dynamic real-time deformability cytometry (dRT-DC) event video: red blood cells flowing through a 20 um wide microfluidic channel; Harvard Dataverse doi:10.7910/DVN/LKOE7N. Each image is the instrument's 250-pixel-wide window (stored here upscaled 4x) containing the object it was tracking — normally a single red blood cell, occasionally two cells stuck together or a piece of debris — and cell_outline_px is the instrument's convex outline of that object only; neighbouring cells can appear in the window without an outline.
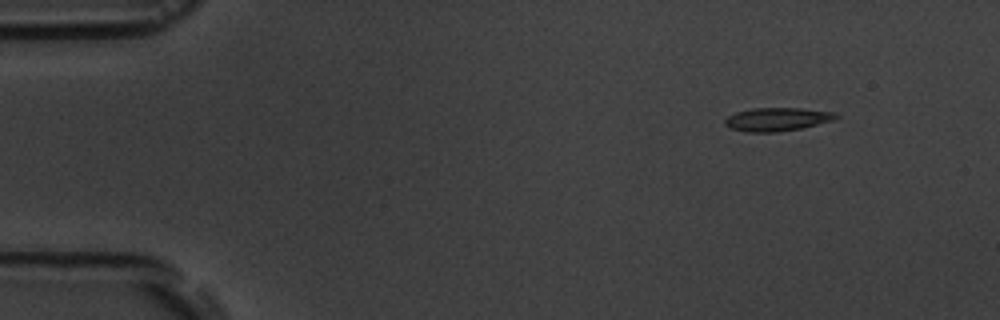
{"species": "common noctule bat (a hibernating species)", "species_latin": "Nyctalus noctula", "temperature_condition": "room temperature", "stored_images_in_passage": 5, "camera_frame_rate_fps": 3000, "um_per_image_px": 0.085, "animal": {"sex": "male", "body_mass_g": 19.5, "forearm_length_mm": 54.6}, "frame": {"image": 1, "passage_image": 1, "time_ms": 0.0, "image_size_px": [1000, 320], "cell_outline_px": [[840, 116], [832, 120], [800, 128], [776, 132], [744, 132], [732, 128], [724, 124], [724, 120], [728, 116], [736, 112], [752, 108], [800, 108], [836, 112]], "centroid_in_image_um": [66.04, 10.13], "position_along_channel_um": 19.0, "area_um2": 15.03}}
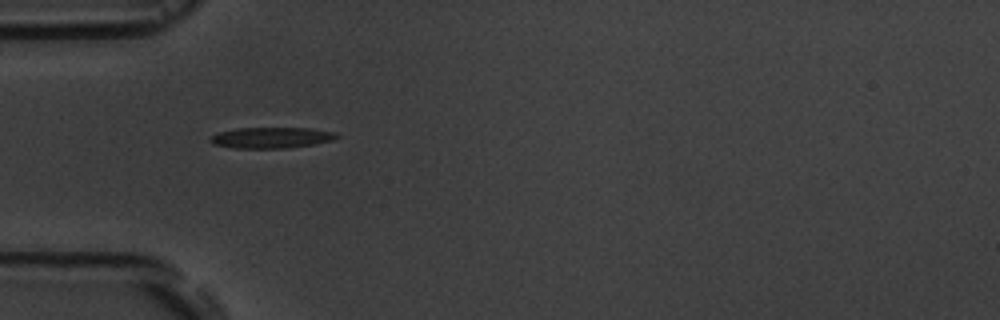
{"frame": {"image": 2, "passage_image": 4, "time_ms": 3.667, "image_size_px": [1000, 320], "cell_outline_px": [[340, 136], [332, 140], [312, 144], [288, 148], [232, 148], [212, 144], [208, 140], [212, 136], [220, 132], [236, 128], [308, 128], [336, 132]], "centroid_in_image_um": [23.05, 11.7], "position_along_channel_um": 62.0, "area_um2": 15.37}}
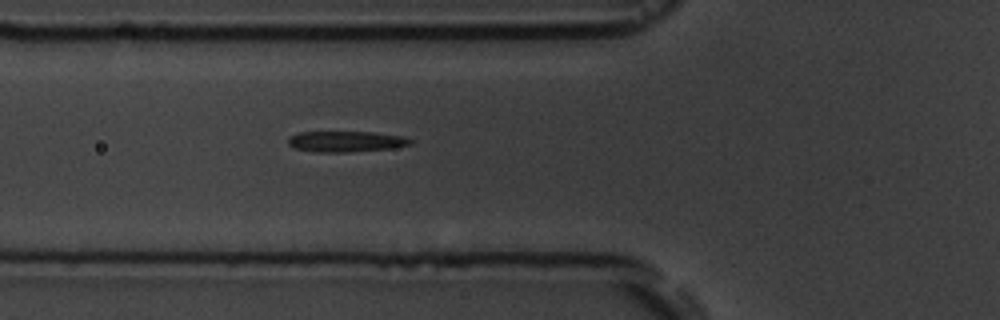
{"frame": {"image": 3, "passage_image": 5, "time_ms": 4.667, "image_size_px": [1000, 320], "cell_outline_px": [[412, 144], [392, 148], [344, 152], [320, 152], [296, 148], [288, 144], [288, 136], [300, 132], [376, 132], [404, 136], [412, 140]], "centroid_in_image_um": [29.43, 12.01], "position_along_channel_um": 96.4, "area_um2": 14.74}}